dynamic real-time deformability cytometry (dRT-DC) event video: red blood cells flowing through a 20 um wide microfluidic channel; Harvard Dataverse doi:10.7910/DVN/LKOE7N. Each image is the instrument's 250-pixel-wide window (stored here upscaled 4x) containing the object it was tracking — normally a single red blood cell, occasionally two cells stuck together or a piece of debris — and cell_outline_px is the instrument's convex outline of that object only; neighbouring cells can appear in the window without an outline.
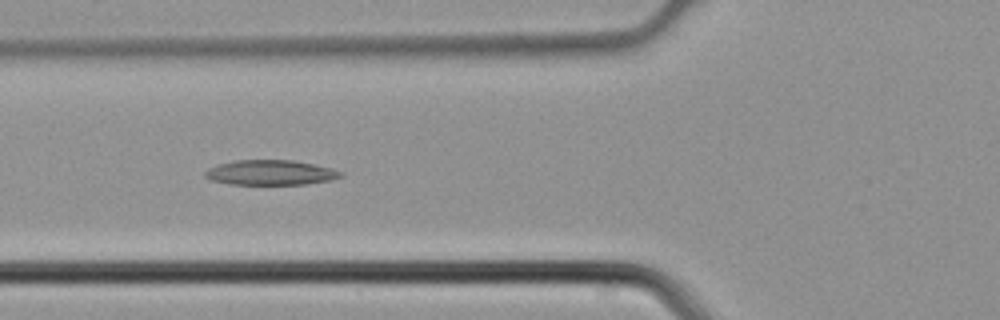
{"species": "common noctule bat (a hibernating species)", "species_latin": "Nyctalus noctula", "temperature_condition": "cold", "stored_images_in_passage": 3, "camera_frame_rate_fps": 3000, "um_per_image_px": 0.085, "animal": {"sex": "male", "body_mass_g": 21.5, "forearm_length_mm": 52.0}, "frame": {"image": 1, "passage_image": 3, "time_ms": 0.667, "image_size_px": [1000, 320], "cell_outline_px": [[344, 176], [332, 180], [304, 184], [232, 184], [208, 180], [204, 176], [204, 172], [208, 168], [216, 164], [236, 160], [292, 160], [316, 164], [332, 168], [344, 172]], "centroid_in_image_um": [23.0, 14.66], "position_along_channel_um": 102.8, "area_um2": 20.0}}